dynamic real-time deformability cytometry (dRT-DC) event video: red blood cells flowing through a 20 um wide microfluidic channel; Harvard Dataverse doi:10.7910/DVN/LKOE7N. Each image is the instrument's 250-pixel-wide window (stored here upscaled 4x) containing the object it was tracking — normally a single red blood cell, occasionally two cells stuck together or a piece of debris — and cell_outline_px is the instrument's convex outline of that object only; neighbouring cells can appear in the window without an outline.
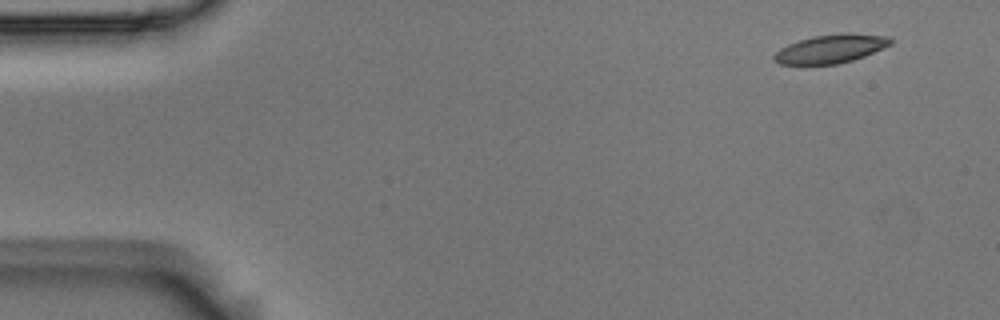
{"species": "Egyptian fruit bat (a non-hibernating species)", "species_latin": "Rousettus aegyptiacus", "temperature_condition": "room temperature", "stored_images_in_passage": 51, "camera_frame_rate_fps": 3000, "um_per_image_px": 0.085, "animal": {"sex": "male"}, "frame": {"image": 1, "passage_image": 1, "time_ms": 0.0, "image_size_px": [1000, 320], "cell_outline_px": [[892, 44], [884, 48], [864, 56], [840, 64], [780, 64], [772, 60], [772, 56], [780, 48], [788, 44], [812, 36], [844, 32], [848, 32], [888, 36], [892, 40]], "centroid_in_image_um": [70.62, 4.13], "position_along_channel_um": 14.4, "area_um2": 19.59}}
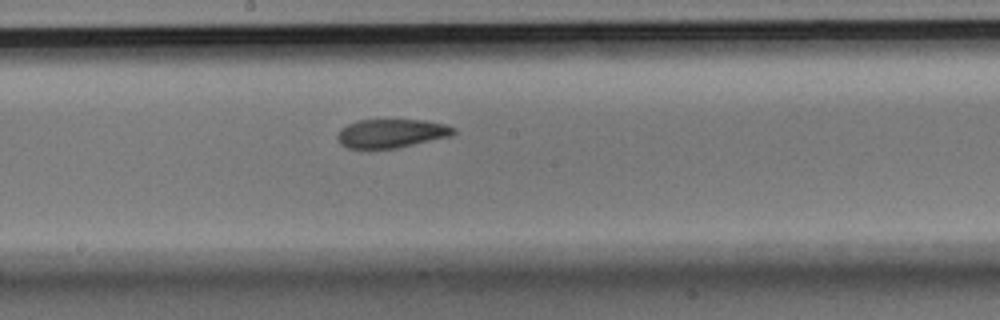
{"frame": {"image": 2, "passage_image": 26, "time_ms": 8.333, "image_size_px": [1000, 320], "cell_outline_px": [[456, 132], [452, 136], [400, 148], [348, 148], [340, 144], [336, 136], [340, 128], [348, 124], [360, 120], [424, 120], [444, 124], [456, 128]], "centroid_in_image_um": [33.29, 11.34], "position_along_channel_um": 214.9, "area_um2": 19.59}}
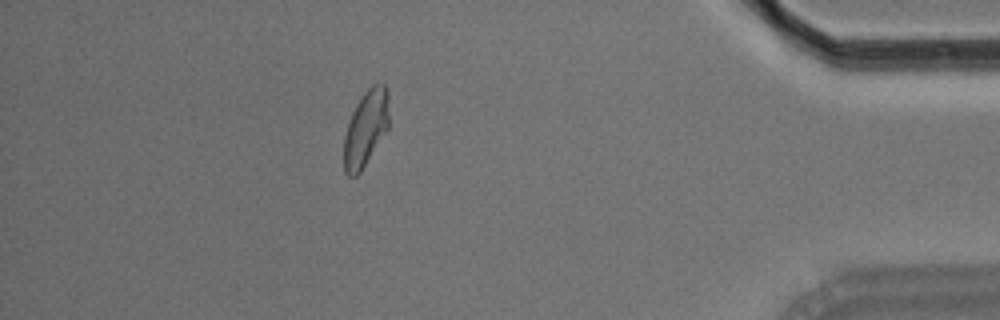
{"frame": {"image": 3, "passage_image": 45, "time_ms": 14.667, "image_size_px": [1000, 320], "cell_outline_px": [[388, 128], [360, 172], [356, 176], [348, 176], [344, 172], [344, 136], [352, 112], [356, 104], [364, 92], [372, 84], [384, 84], [388, 92]], "centroid_in_image_um": [31.08, 10.9], "position_along_channel_um": 404.1, "area_um2": 19.71}, "authors_computed_cell_mechanics": {"area_um2": 20.2878, "velocity_mm_per_s": 3.7028, "shape_relaxation_time_tau1_ms": 6.9144, "shape_relaxation_time_tau2_ms": 2.7762, "deformation_change_tau1": 0.1851, "deformation_change_tau2": 0.0912}}